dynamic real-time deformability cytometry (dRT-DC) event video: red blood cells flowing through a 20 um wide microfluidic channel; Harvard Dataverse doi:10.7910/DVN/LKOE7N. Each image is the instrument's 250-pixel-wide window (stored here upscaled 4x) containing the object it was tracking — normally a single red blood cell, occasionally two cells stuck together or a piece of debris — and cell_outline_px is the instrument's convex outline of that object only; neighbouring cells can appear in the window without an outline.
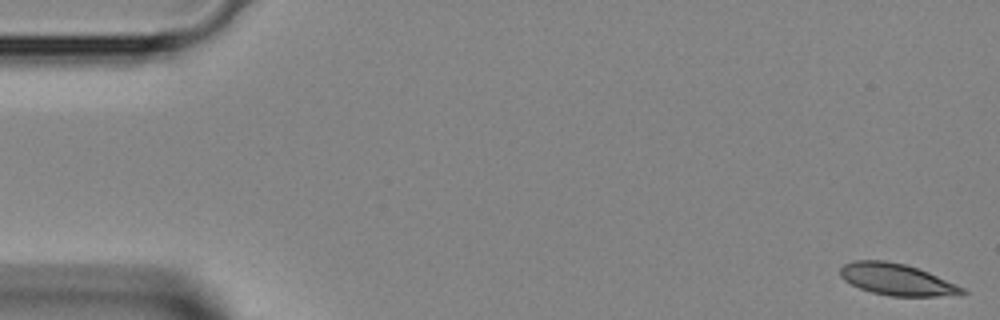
{"species": "Egyptian fruit bat (a non-hibernating species)", "species_latin": "Rousettus aegyptiacus", "temperature_condition": "room temperature", "stored_images_in_passage": 46, "camera_frame_rate_fps": 3000, "um_per_image_px": 0.085, "animal": {"sex": "female"}, "frame": {"image": 1, "passage_image": 1, "time_ms": 0.0, "image_size_px": [1000, 320], "cell_outline_px": [[968, 292], [936, 296], [892, 296], [872, 292], [860, 288], [844, 280], [840, 276], [840, 268], [844, 264], [852, 260], [884, 260], [904, 264], [928, 272], [956, 284], [964, 288]], "centroid_in_image_um": [76.17, 23.74], "position_along_channel_um": 8.8, "area_um2": 22.14}}
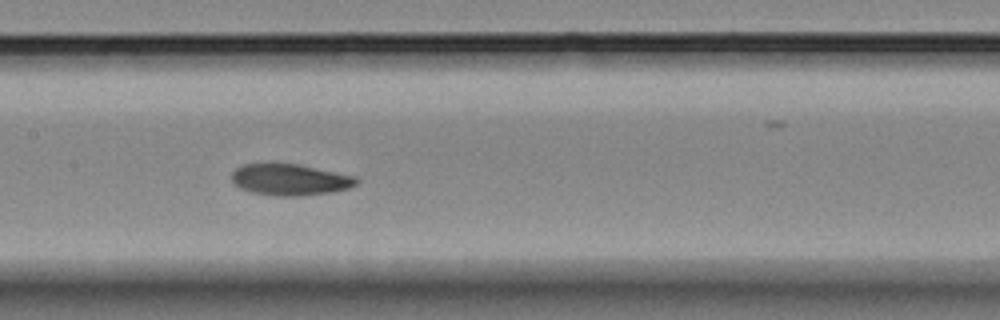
{"frame": {"image": 2, "passage_image": 22, "time_ms": 7.0, "image_size_px": [1000, 320], "cell_outline_px": [[360, 180], [356, 184], [348, 188], [332, 192], [300, 196], [276, 196], [252, 192], [240, 188], [232, 184], [232, 172], [236, 168], [244, 164], [272, 160], [296, 164], [356, 176]], "centroid_in_image_um": [24.59, 15.23], "position_along_channel_um": 182.8, "area_um2": 23.47}}
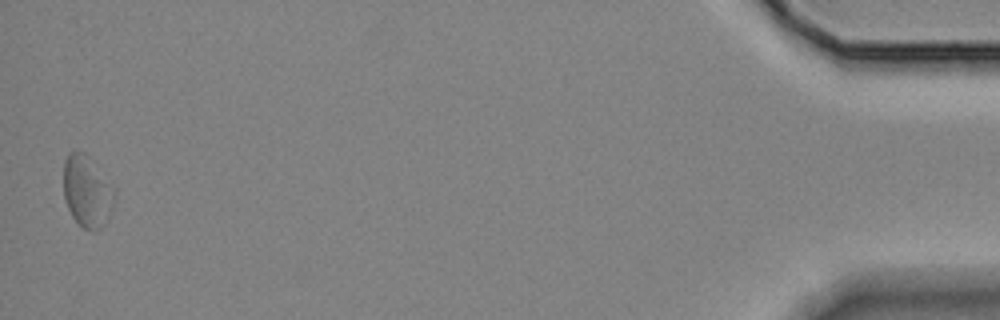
{"frame": {"image": 3, "passage_image": 46, "time_ms": 15.0, "image_size_px": [1000, 320], "cell_outline_px": [[116, 192], [112, 208], [104, 224], [100, 228], [92, 232], [84, 228], [72, 216], [68, 208], [64, 196], [64, 160], [68, 152], [84, 152], [116, 188]], "centroid_in_image_um": [7.41, 16.26], "position_along_channel_um": 427.8, "area_um2": 21.21}}